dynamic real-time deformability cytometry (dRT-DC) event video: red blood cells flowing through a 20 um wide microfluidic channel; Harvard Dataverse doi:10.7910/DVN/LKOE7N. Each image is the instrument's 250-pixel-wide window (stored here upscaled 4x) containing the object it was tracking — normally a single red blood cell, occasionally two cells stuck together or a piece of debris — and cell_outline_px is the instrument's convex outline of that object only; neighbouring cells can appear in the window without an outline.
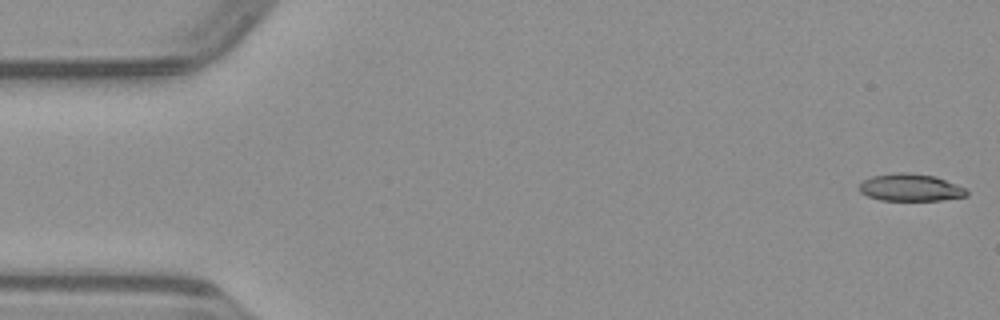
{"species": "common noctule bat (a hibernating species)", "species_latin": "Nyctalus noctula", "temperature_condition": "warm", "stored_images_in_passage": 9, "camera_frame_rate_fps": 3000, "um_per_image_px": 0.085, "animal": {"sex": "male", "body_mass_g": 23.1, "forearm_length_mm": 52.7}, "frame": {"image": 1, "passage_image": 1, "time_ms": 0.0, "image_size_px": [1000, 320], "cell_outline_px": [[968, 196], [940, 200], [880, 200], [868, 196], [860, 192], [860, 184], [864, 180], [872, 176], [896, 172], [908, 172], [936, 176], [964, 188], [968, 192]], "centroid_in_image_um": [77.38, 15.93], "position_along_channel_um": 7.6, "area_um2": 16.99}}